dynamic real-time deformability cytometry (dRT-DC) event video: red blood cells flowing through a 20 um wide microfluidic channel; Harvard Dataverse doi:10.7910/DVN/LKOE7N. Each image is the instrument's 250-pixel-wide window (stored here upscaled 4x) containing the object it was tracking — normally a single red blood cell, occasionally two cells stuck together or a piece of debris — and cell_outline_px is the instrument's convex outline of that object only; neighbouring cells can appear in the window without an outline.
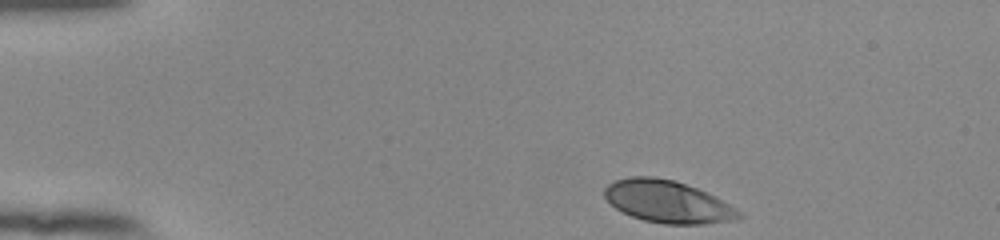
{"species": "human", "species_latin": "Homo sapiens", "temperature_condition": "room temperature", "stored_images_in_passage": 45, "camera_frame_rate_fps": 3000, "um_per_image_px": 0.085, "donor": {"sex": "female"}, "frame": {"image": 1, "passage_image": 1, "time_ms": 0.0, "image_size_px": [1000, 240], "cell_outline_px": [[744, 216], [732, 220], [704, 224], [664, 224], [644, 220], [632, 216], [616, 208], [604, 196], [604, 188], [608, 184], [616, 180], [632, 176], [652, 176], [672, 180], [696, 188], [736, 208]], "centroid_in_image_um": [56.72, 17.15], "position_along_channel_um": 28.3, "area_um2": 32.54}}
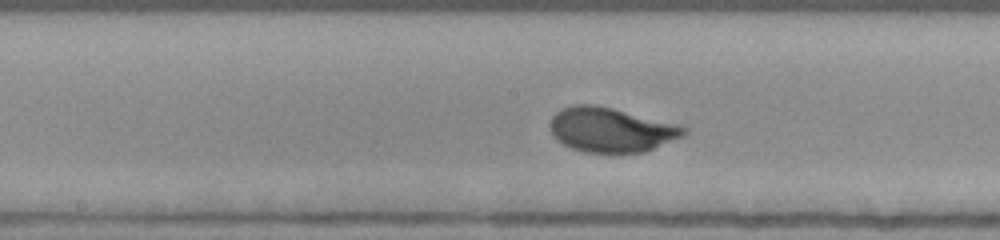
{"frame": {"image": 2, "passage_image": 20, "time_ms": 6.333, "image_size_px": [1000, 240], "cell_outline_px": [[688, 132], [684, 136], [644, 152], [584, 152], [572, 148], [556, 140], [552, 132], [552, 116], [556, 112], [564, 108], [576, 104], [592, 104], [612, 108], [676, 124], [688, 128]], "centroid_in_image_um": [51.96, 11.04], "position_along_channel_um": 196.2, "area_um2": 34.22}}
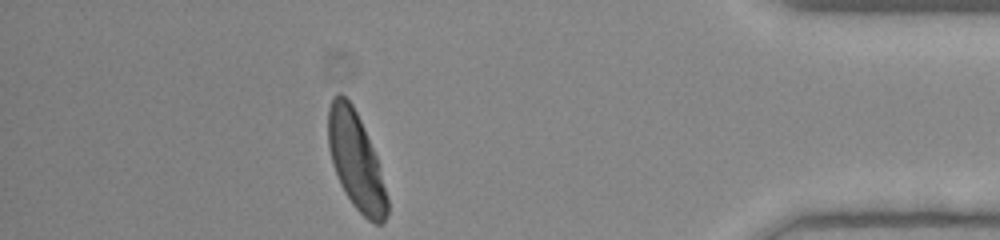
{"frame": {"image": 3, "passage_image": 39, "time_ms": 12.667, "image_size_px": [1000, 240], "cell_outline_px": [[388, 216], [380, 224], [376, 224], [368, 220], [352, 204], [344, 192], [340, 184], [332, 164], [328, 148], [328, 108], [332, 96], [336, 92], [340, 92], [352, 104], [360, 120], [376, 156], [388, 200]], "centroid_in_image_um": [30.22, 13.66], "position_along_channel_um": 405.0, "area_um2": 33.29}, "authors_computed_cell_mechanics": {"area_um2": 33.235, "velocity_mm_per_s": 3.9233, "shape_relaxation_time_tau1_ms": 2.2579, "shape_relaxation_time_tau2_ms": null, "deformation_change_tau1": 0.159, "deformation_change_tau2": null}}